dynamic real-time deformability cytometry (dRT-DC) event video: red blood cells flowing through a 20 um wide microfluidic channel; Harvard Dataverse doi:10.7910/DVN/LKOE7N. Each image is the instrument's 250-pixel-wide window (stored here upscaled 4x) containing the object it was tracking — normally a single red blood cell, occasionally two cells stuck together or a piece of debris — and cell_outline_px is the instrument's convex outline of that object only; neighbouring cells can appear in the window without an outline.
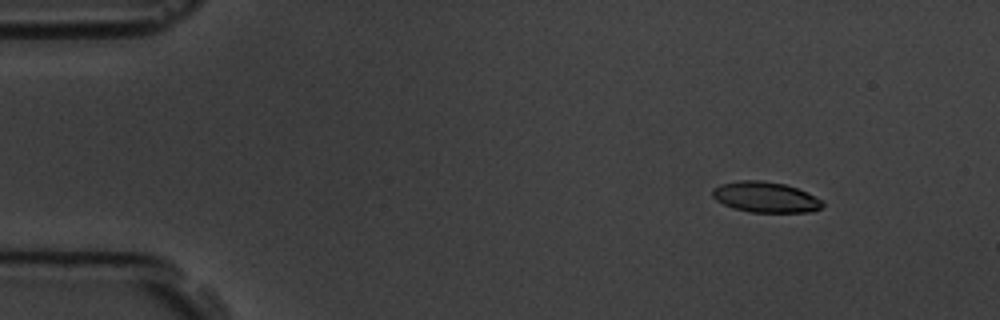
{"species": "common noctule bat (a hibernating species)", "species_latin": "Nyctalus noctula", "temperature_condition": "room temperature", "stored_images_in_passage": 57, "camera_frame_rate_fps": 3000, "um_per_image_px": 0.085, "animal": {"sex": "male", "body_mass_g": 19.5, "forearm_length_mm": 54.6}, "frame": {"image": 1, "passage_image": 7, "time_ms": 2.0, "image_size_px": [1000, 320], "cell_outline_px": [[824, 204], [820, 208], [812, 212], [748, 212], [732, 208], [716, 200], [712, 196], [712, 192], [720, 184], [740, 180], [760, 180], [784, 184], [796, 188], [824, 200]], "centroid_in_image_um": [65.08, 16.76], "position_along_channel_um": 19.9, "area_um2": 19.59}}
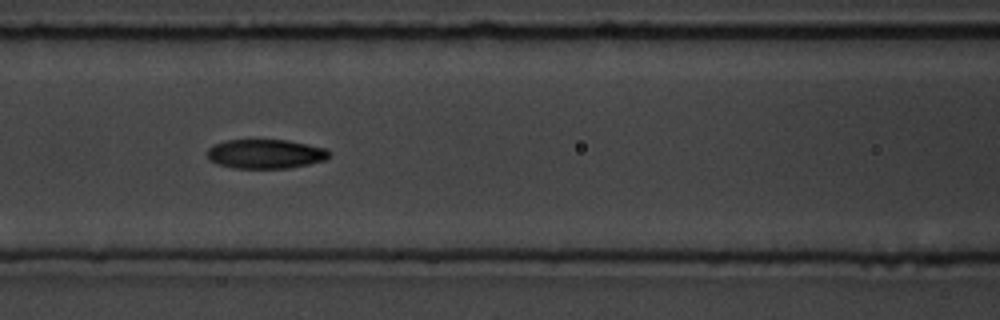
{"frame": {"image": 2, "passage_image": 25, "time_ms": 8.0, "image_size_px": [1000, 320], "cell_outline_px": [[328, 156], [324, 160], [308, 164], [288, 168], [232, 168], [216, 164], [208, 160], [208, 148], [216, 144], [228, 140], [288, 140], [308, 144], [324, 148], [328, 152]], "centroid_in_image_um": [22.52, 13.09], "position_along_channel_um": 144.1, "area_um2": 20.63}}
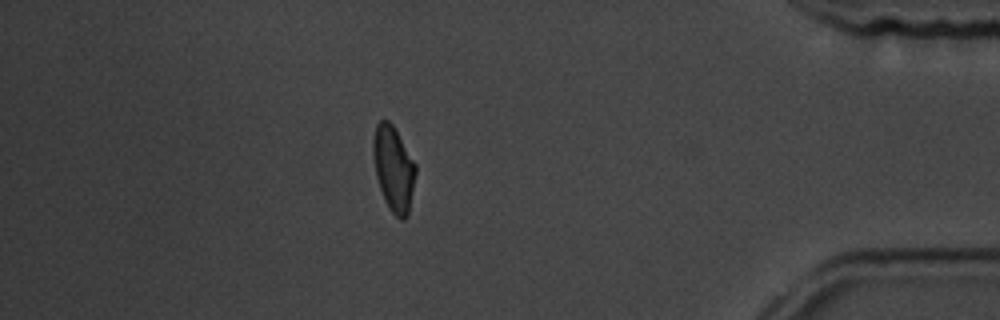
{"frame": {"image": 3, "passage_image": 50, "time_ms": 16.333, "image_size_px": [1000, 320], "cell_outline_px": [[416, 172], [408, 216], [404, 220], [400, 220], [392, 212], [384, 200], [376, 176], [372, 152], [372, 140], [376, 124], [380, 120], [388, 120], [392, 124], [416, 164]], "centroid_in_image_um": [33.44, 14.34], "position_along_channel_um": 401.8, "area_um2": 21.1}, "authors_computed_cell_mechanics": {"area_um2": 20.7502, "velocity_mm_per_s": 3.5931, "shape_relaxation_time_tau1_ms": 3.9187, "shape_relaxation_time_tau2_ms": 2.9531, "deformation_change_tau1": 0.1305, "deformation_change_tau2": 0.0747}}